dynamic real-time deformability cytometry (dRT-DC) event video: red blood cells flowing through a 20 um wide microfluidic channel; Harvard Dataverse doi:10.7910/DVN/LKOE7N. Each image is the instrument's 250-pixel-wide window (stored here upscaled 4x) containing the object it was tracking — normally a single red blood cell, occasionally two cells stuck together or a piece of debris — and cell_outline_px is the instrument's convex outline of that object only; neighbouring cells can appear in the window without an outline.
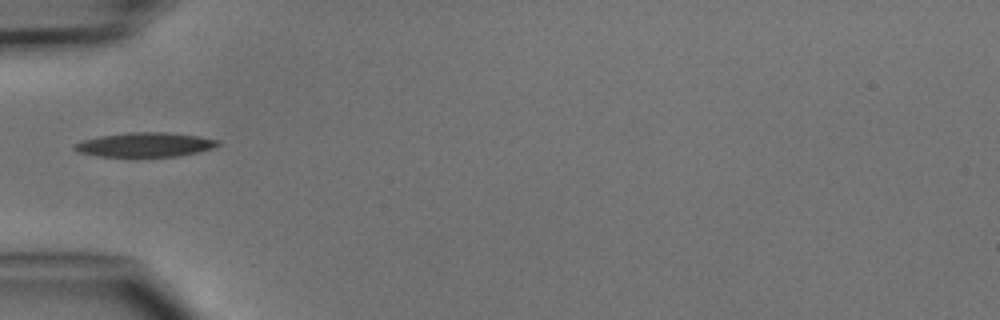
{"species": "common noctule bat (a hibernating species)", "species_latin": "Nyctalus noctula", "temperature_condition": "cold", "stored_images_in_passage": 1, "camera_frame_rate_fps": 3000, "um_per_image_px": 0.085, "animal": {"sex": "male", "body_mass_g": 15.6}, "frame": {"image": 1, "passage_image": 1, "time_ms": 0.0, "image_size_px": [1000, 320], "cell_outline_px": [[220, 144], [216, 148], [180, 156], [100, 156], [80, 152], [72, 148], [72, 144], [84, 140], [100, 136], [132, 132], [168, 132], [200, 136], [220, 140]], "centroid_in_image_um": [12.4, 12.29], "position_along_channel_um": 72.6, "area_um2": 20.35}}